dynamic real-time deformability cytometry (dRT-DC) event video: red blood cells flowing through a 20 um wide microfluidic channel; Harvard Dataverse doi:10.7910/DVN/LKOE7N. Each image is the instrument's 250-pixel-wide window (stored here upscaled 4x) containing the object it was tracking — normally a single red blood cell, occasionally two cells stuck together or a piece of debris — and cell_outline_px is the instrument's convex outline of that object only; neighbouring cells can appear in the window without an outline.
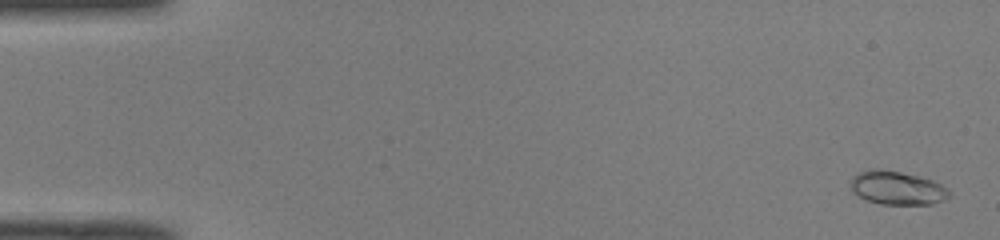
{"species": "common noctule bat (a hibernating species)", "species_latin": "Nyctalus noctula", "temperature_condition": "room temperature", "stored_images_in_passage": 51, "camera_frame_rate_fps": 3000, "um_per_image_px": 0.085, "animal": {"sex": "male", "body_mass_g": 19.0, "forearm_length_mm": 50.8}, "frame": {"image": 1, "passage_image": 2, "time_ms": 0.333, "image_size_px": [1000, 240], "cell_outline_px": [[952, 196], [944, 200], [932, 204], [880, 204], [856, 196], [852, 192], [848, 184], [852, 176], [868, 168], [876, 168], [900, 172], [920, 176], [932, 180], [948, 188], [952, 192]], "centroid_in_image_um": [76.23, 15.97], "position_along_channel_um": 8.8, "area_um2": 19.71}}
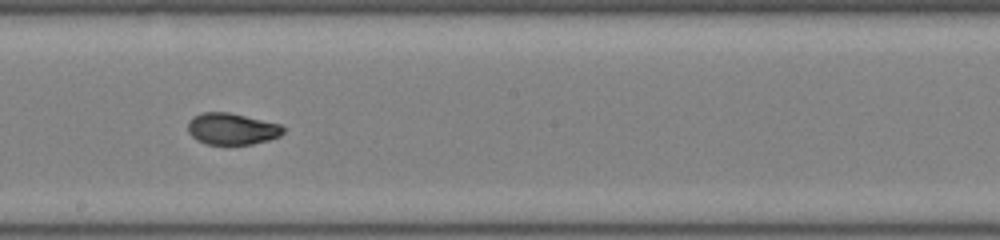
{"frame": {"image": 2, "passage_image": 29, "time_ms": 9.333, "image_size_px": [1000, 240], "cell_outline_px": [[284, 132], [280, 136], [268, 140], [252, 144], [208, 144], [196, 140], [188, 132], [188, 120], [192, 116], [200, 112], [228, 112], [280, 124], [284, 128]], "centroid_in_image_um": [19.68, 10.94], "position_along_channel_um": 228.5, "area_um2": 17.57}}
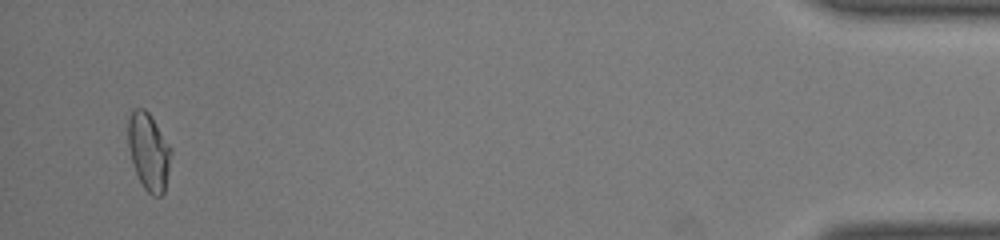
{"frame": {"image": 3, "passage_image": 49, "time_ms": 16.0, "image_size_px": [1000, 240], "cell_outline_px": [[172, 152], [164, 192], [160, 196], [152, 196], [144, 188], [136, 172], [128, 148], [128, 116], [136, 108], [144, 108], [148, 112], [172, 148]], "centroid_in_image_um": [12.64, 12.88], "position_along_channel_um": 422.6, "area_um2": 19.19}, "authors_computed_cell_mechanics": {"area_um2": 18.207, "velocity_mm_per_s": 4.0839, "shape_relaxation_time_tau1_ms": 2.7676, "shape_relaxation_time_tau2_ms": 0.8272, "deformation_change_tau1": 0.1673, "deformation_change_tau2": 0.0513}}